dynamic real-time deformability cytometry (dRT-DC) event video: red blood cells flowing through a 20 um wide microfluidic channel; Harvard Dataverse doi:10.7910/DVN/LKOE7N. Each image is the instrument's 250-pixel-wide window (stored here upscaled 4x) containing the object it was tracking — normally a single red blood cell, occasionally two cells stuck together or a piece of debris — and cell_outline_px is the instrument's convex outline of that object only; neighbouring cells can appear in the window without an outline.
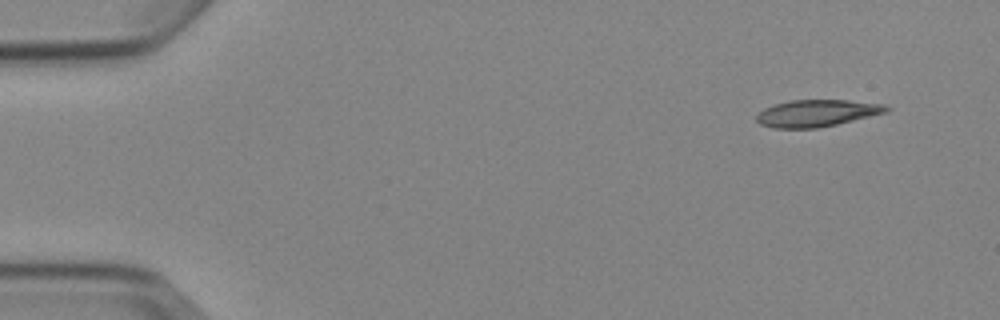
{"species": "Egyptian fruit bat (a non-hibernating species)", "species_latin": "Rousettus aegyptiacus", "temperature_condition": "cold", "stored_images_in_passage": 4, "camera_frame_rate_fps": 3000, "um_per_image_px": 0.085, "animal": {"sex": "female"}, "frame": {"image": 1, "passage_image": 1, "time_ms": 0.0, "image_size_px": [1000, 320], "cell_outline_px": [[892, 108], [888, 112], [836, 124], [816, 128], [772, 128], [760, 124], [756, 120], [756, 116], [764, 108], [788, 100], [848, 100], [884, 104]], "centroid_in_image_um": [69.44, 9.61], "position_along_channel_um": 15.6, "area_um2": 20.35}}
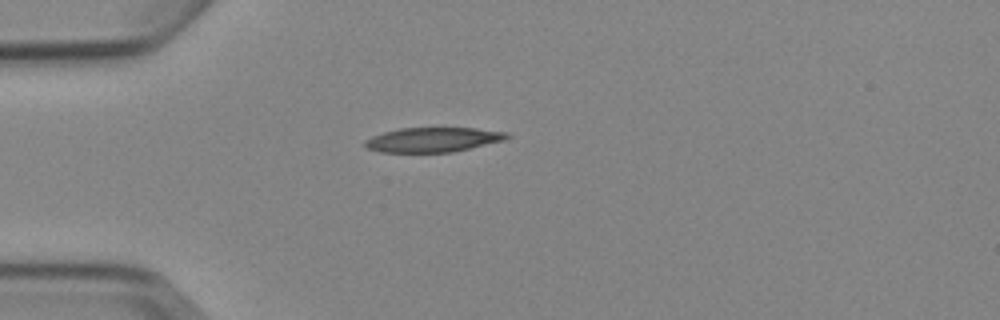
{"frame": {"image": 2, "passage_image": 4, "time_ms": 3.333, "image_size_px": [1000, 320], "cell_outline_px": [[512, 136], [504, 140], [452, 152], [380, 152], [368, 148], [364, 144], [364, 140], [372, 136], [384, 132], [400, 128], [476, 128], [508, 132]], "centroid_in_image_um": [36.81, 11.87], "position_along_channel_um": 48.2, "area_um2": 20.29}}